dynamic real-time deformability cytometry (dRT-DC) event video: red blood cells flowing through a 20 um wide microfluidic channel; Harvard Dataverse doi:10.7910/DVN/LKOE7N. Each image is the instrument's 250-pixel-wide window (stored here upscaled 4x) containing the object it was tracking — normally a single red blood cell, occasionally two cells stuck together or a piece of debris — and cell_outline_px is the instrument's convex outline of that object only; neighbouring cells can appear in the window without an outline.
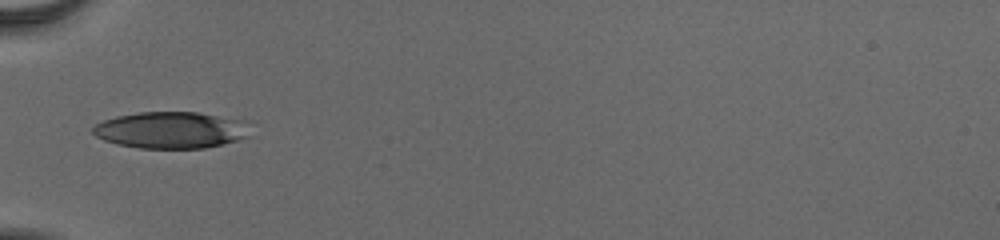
{"species": "human", "species_latin": "Homo sapiens", "temperature_condition": "cold", "stored_images_in_passage": 16, "camera_frame_rate_fps": 3000, "um_per_image_px": 0.085, "donor": {"sex": "male"}, "frame": {"image": 1, "passage_image": 1, "time_ms": 0.0, "image_size_px": [1000, 240], "cell_outline_px": [[252, 136], [204, 148], [140, 148], [116, 144], [104, 140], [96, 136], [92, 132], [92, 128], [96, 124], [104, 120], [116, 116], [136, 112], [200, 112], [244, 120]], "centroid_in_image_um": [14.53, 11.05], "position_along_channel_um": 70.5, "area_um2": 33.7}}
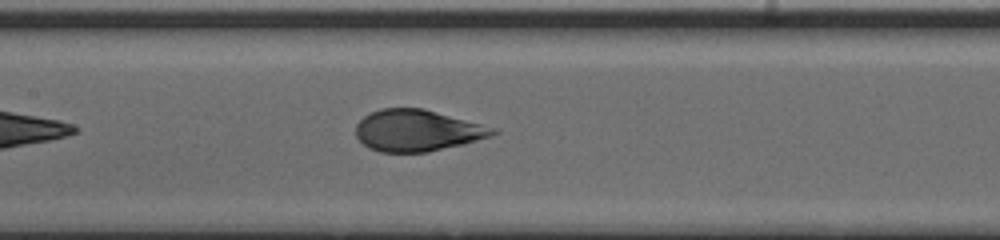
{"frame": {"image": 2, "passage_image": 9, "time_ms": 2.667, "image_size_px": [1000, 240], "cell_outline_px": [[500, 132], [492, 136], [464, 144], [428, 152], [380, 152], [368, 148], [356, 136], [356, 124], [364, 116], [380, 108], [424, 108], [496, 128]], "centroid_in_image_um": [35.48, 11.09], "position_along_channel_um": 171.9, "area_um2": 33.23}}
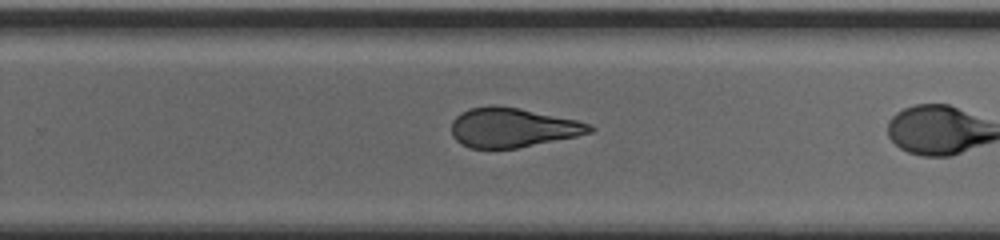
{"frame": {"image": 3, "passage_image": 15, "time_ms": 4.667, "image_size_px": [1000, 240], "cell_outline_px": [[596, 128], [592, 132], [576, 136], [516, 148], [472, 148], [460, 144], [452, 136], [452, 120], [460, 112], [468, 108], [492, 104], [496, 104], [520, 108], [576, 120], [592, 124]], "centroid_in_image_um": [43.54, 10.82], "position_along_channel_um": 286.3, "area_um2": 31.91}}